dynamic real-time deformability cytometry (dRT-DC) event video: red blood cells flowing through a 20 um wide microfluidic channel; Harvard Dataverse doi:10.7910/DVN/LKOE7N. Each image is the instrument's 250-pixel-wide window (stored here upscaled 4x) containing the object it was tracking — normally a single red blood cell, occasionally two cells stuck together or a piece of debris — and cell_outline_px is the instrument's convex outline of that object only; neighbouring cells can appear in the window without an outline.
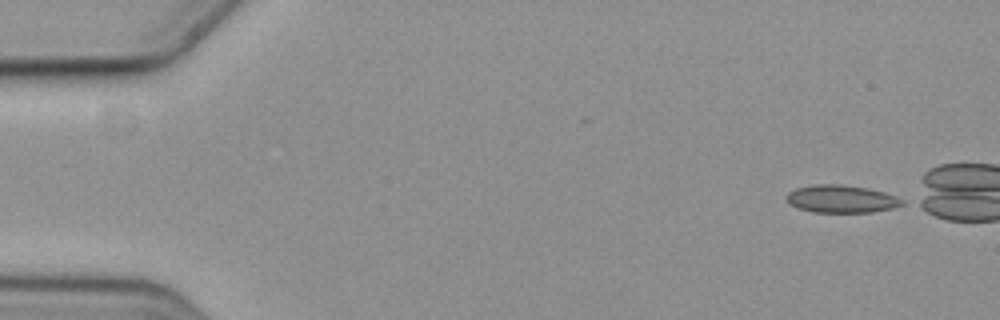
{"species": "common noctule bat (a hibernating species)", "species_latin": "Nyctalus noctula", "temperature_condition": "cold", "stored_images_in_passage": 47, "camera_frame_rate_fps": 3000, "um_per_image_px": 0.085, "animal": {"sex": "female", "body_mass_g": 19.3, "forearm_length_mm": 54.1}, "frame": {"image": 1, "passage_image": 1, "time_ms": 0.0, "image_size_px": [1000, 320], "cell_outline_px": [[904, 204], [892, 208], [872, 212], [812, 212], [788, 204], [784, 200], [784, 196], [788, 192], [796, 188], [812, 184], [840, 184], [868, 188], [884, 192], [904, 200]], "centroid_in_image_um": [71.46, 16.9], "position_along_channel_um": 13.5, "area_um2": 18.79}}
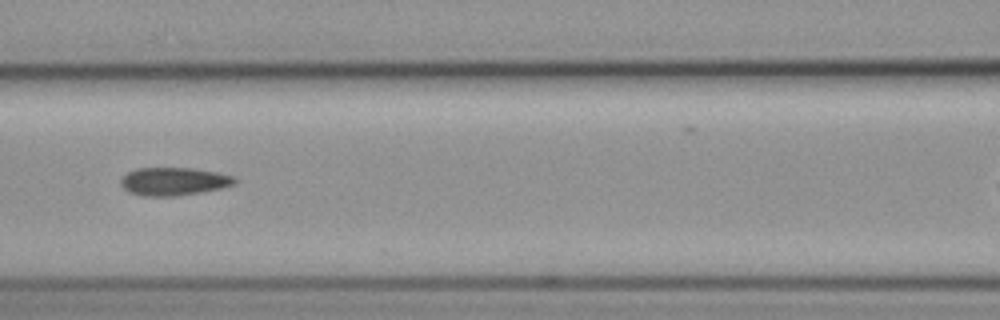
{"frame": {"image": 2, "passage_image": 23, "time_ms": 7.333, "image_size_px": [1000, 320], "cell_outline_px": [[236, 184], [220, 188], [200, 192], [176, 196], [144, 196], [128, 192], [120, 184], [120, 180], [128, 172], [136, 168], [192, 168], [216, 172], [236, 176]], "centroid_in_image_um": [14.77, 15.42], "position_along_channel_um": 151.8, "area_um2": 18.61}}
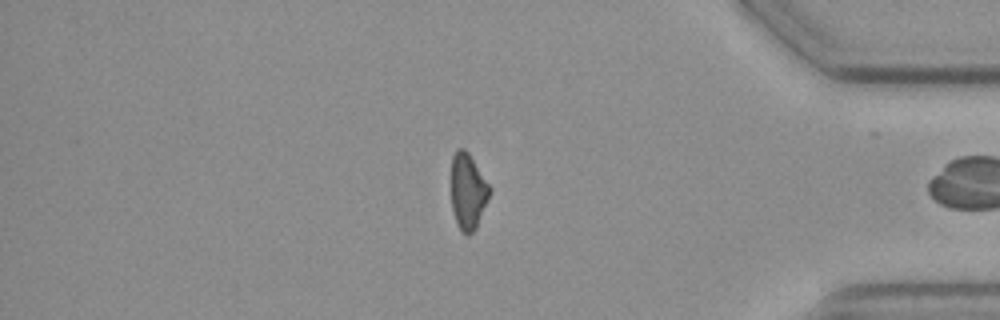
{"frame": {"image": 3, "passage_image": 46, "time_ms": 15.0, "image_size_px": [1000, 320], "cell_outline_px": [[492, 192], [476, 228], [468, 236], [460, 232], [456, 224], [452, 208], [452, 156], [456, 148], [464, 148], [468, 152], [492, 188]], "centroid_in_image_um": [39.79, 16.29], "position_along_channel_um": 395.4, "area_um2": 17.28}, "authors_computed_cell_mechanics": {"area_um2": 18.3804, "velocity_mm_per_s": 3.5864, "shape_relaxation_time_tau1_ms": 5.5959, "shape_relaxation_time_tau2_ms": 4.1209, "deformation_change_tau1": 0.1326, "deformation_change_tau2": 0.1129}}